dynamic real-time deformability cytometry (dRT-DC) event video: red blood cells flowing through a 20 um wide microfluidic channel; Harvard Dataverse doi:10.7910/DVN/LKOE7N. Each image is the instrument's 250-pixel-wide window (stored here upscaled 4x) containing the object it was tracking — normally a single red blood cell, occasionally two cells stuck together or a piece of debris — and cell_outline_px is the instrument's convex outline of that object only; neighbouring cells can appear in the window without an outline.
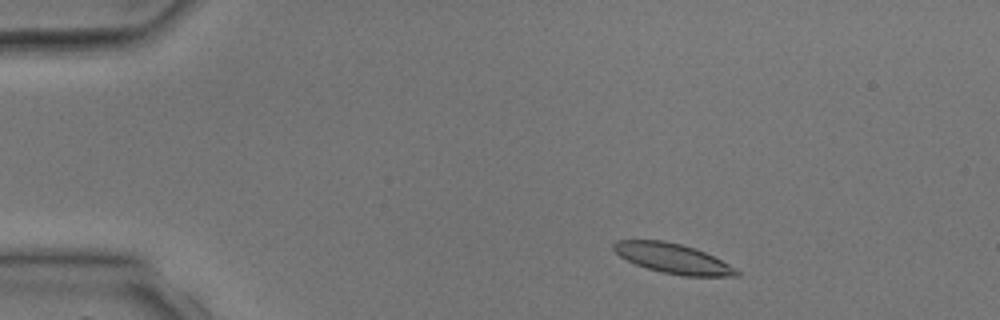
{"species": "common noctule bat (a hibernating species)", "species_latin": "Nyctalus noctula", "temperature_condition": "room temperature", "stored_images_in_passage": 3, "camera_frame_rate_fps": 3000, "um_per_image_px": 0.085, "animal": {"sex": "male", "body_mass_g": 17.9, "forearm_length_mm": 54.2}, "frame": {"image": 1, "passage_image": 2, "time_ms": 1.0, "image_size_px": [1000, 320], "cell_outline_px": [[740, 276], [684, 276], [660, 272], [636, 264], [620, 256], [612, 248], [612, 244], [616, 240], [664, 240], [680, 244], [704, 252], [736, 268], [740, 272]], "centroid_in_image_um": [57.18, 21.97], "position_along_channel_um": 27.8, "area_um2": 21.15}}
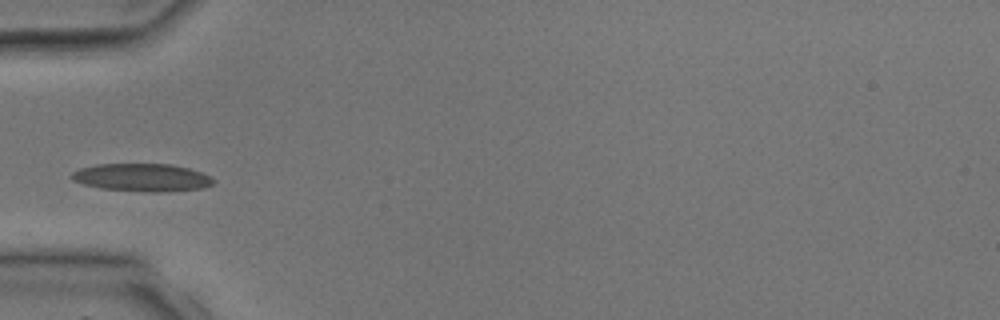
{"frame": {"image": 2, "passage_image": 3, "time_ms": 3.333, "image_size_px": [1000, 320], "cell_outline_px": [[216, 180], [212, 184], [204, 188], [160, 192], [152, 192], [100, 188], [84, 184], [72, 180], [68, 176], [72, 172], [80, 168], [96, 164], [168, 164], [188, 168], [212, 176]], "centroid_in_image_um": [12.06, 15.08], "position_along_channel_um": 72.9, "area_um2": 23.0}}